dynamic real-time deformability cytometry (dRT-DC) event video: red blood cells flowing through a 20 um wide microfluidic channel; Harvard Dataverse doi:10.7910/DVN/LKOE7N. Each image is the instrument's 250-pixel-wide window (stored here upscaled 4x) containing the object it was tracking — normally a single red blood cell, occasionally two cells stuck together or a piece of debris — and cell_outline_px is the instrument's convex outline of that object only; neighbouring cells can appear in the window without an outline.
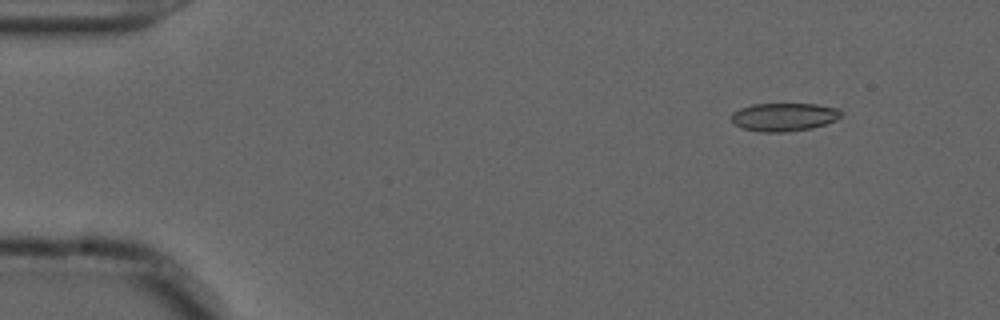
{"species": "common noctule bat (a hibernating species)", "species_latin": "Nyctalus noctula", "temperature_condition": "cold", "stored_images_in_passage": 8, "camera_frame_rate_fps": 3000, "um_per_image_px": 0.085, "animal": {"sex": "male", "forearm_length_mm": 52.5}, "frame": {"image": 1, "passage_image": 1, "time_ms": 0.0, "image_size_px": [1000, 320], "cell_outline_px": [[844, 112], [836, 120], [812, 128], [788, 132], [764, 132], [744, 128], [736, 124], [732, 120], [732, 112], [740, 108], [752, 104], [816, 104], [836, 108]], "centroid_in_image_um": [66.66, 9.94], "position_along_channel_um": 18.3, "area_um2": 17.92}}